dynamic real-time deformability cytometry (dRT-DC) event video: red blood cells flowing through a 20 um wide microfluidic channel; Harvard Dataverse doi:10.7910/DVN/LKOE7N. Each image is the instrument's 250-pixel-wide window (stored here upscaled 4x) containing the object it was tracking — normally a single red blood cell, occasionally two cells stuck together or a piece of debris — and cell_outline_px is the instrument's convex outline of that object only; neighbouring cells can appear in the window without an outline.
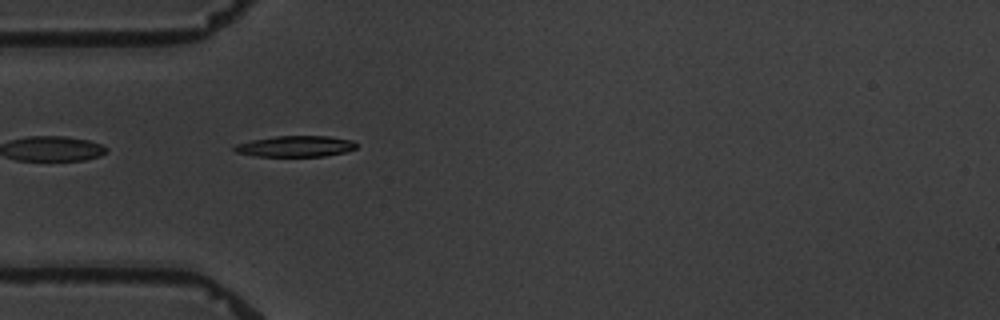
{"species": "common noctule bat (a hibernating species)", "species_latin": "Nyctalus noctula", "temperature_condition": "warm", "stored_images_in_passage": 3, "camera_frame_rate_fps": 3000, "um_per_image_px": 0.085, "animal": {"sex": "male", "body_mass_g": 19.5, "forearm_length_mm": 54.6}, "frame": {"image": 1, "passage_image": 2, "time_ms": 1.333, "image_size_px": [1000, 320], "cell_outline_px": [[356, 148], [344, 152], [324, 156], [256, 156], [236, 152], [232, 148], [236, 144], [252, 140], [276, 136], [328, 136], [352, 140], [356, 144]], "centroid_in_image_um": [25.1, 12.43], "position_along_channel_um": 59.9, "area_um2": 14.8}}